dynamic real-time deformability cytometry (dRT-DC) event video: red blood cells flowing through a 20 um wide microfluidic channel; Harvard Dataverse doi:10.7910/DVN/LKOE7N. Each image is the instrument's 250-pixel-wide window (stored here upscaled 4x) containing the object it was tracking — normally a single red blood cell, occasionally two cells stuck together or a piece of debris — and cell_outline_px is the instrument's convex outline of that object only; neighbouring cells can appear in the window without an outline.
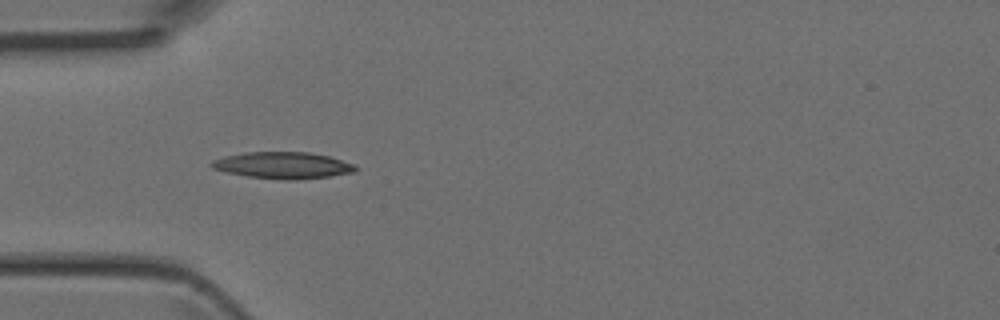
{"species": "Egyptian fruit bat (a non-hibernating species)", "species_latin": "Rousettus aegyptiacus", "temperature_condition": "room temperature", "stored_images_in_passage": 5, "camera_frame_rate_fps": 3000, "um_per_image_px": 0.085, "animal": {"sex": "female"}, "frame": {"image": 1, "passage_image": 3, "time_ms": 0.667, "image_size_px": [1000, 320], "cell_outline_px": [[360, 168], [356, 172], [328, 176], [292, 180], [284, 180], [248, 176], [224, 172], [212, 168], [208, 164], [212, 160], [224, 156], [244, 152], [308, 152], [328, 156], [356, 164]], "centroid_in_image_um": [24.04, 14.05], "position_along_channel_um": 61.0, "area_um2": 22.48}}
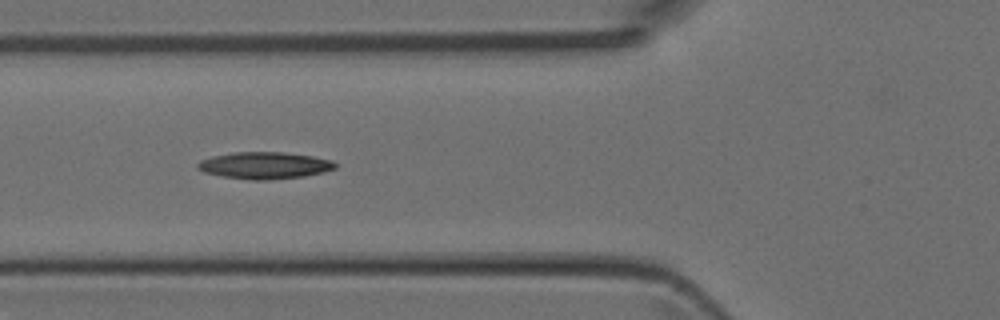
{"frame": {"image": 2, "passage_image": 4, "time_ms": 1.0, "image_size_px": [1000, 320], "cell_outline_px": [[336, 168], [324, 172], [304, 176], [268, 180], [252, 180], [220, 176], [204, 172], [196, 168], [196, 164], [200, 160], [212, 156], [236, 152], [284, 152], [312, 156], [332, 160], [336, 164]], "centroid_in_image_um": [22.47, 14.06], "position_along_channel_um": 103.3, "area_um2": 21.62}}
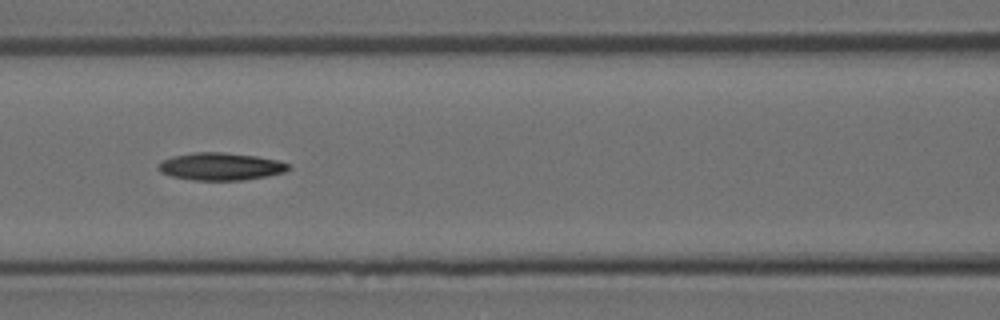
{"frame": {"image": 3, "passage_image": 5, "time_ms": 1.333, "image_size_px": [1000, 320], "cell_outline_px": [[292, 168], [284, 172], [268, 176], [244, 180], [192, 180], [172, 176], [160, 172], [160, 164], [164, 160], [172, 156], [192, 152], [220, 152], [256, 156], [276, 160], [288, 164]], "centroid_in_image_um": [18.78, 14.15], "position_along_channel_um": 147.8, "area_um2": 20.69}}